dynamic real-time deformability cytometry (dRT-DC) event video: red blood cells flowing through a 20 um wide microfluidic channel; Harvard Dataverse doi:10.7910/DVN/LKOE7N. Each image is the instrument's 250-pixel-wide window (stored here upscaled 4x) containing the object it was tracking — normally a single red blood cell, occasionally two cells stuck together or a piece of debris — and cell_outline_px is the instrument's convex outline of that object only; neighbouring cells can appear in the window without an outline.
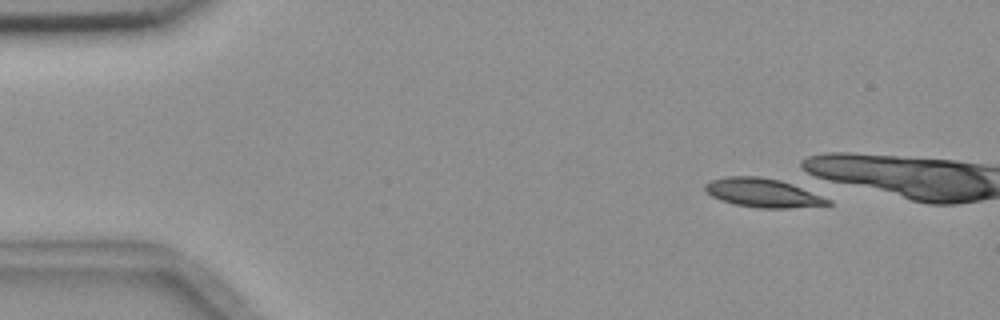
{"species": "common noctule bat (a hibernating species)", "species_latin": "Nyctalus noctula", "temperature_condition": "room temperature", "stored_images_in_passage": 3, "camera_frame_rate_fps": 3000, "um_per_image_px": 0.085, "animal": {"sex": "female", "body_mass_g": 18.4}, "frame": {"image": 1, "passage_image": 2, "time_ms": 1.0, "image_size_px": [1000, 320], "cell_outline_px": [[832, 204], [788, 208], [756, 208], [736, 204], [720, 200], [712, 196], [704, 188], [704, 184], [712, 180], [724, 176], [760, 176], [780, 180], [792, 184], [832, 200]], "centroid_in_image_um": [64.83, 16.39], "position_along_channel_um": 20.2, "area_um2": 20.52}}